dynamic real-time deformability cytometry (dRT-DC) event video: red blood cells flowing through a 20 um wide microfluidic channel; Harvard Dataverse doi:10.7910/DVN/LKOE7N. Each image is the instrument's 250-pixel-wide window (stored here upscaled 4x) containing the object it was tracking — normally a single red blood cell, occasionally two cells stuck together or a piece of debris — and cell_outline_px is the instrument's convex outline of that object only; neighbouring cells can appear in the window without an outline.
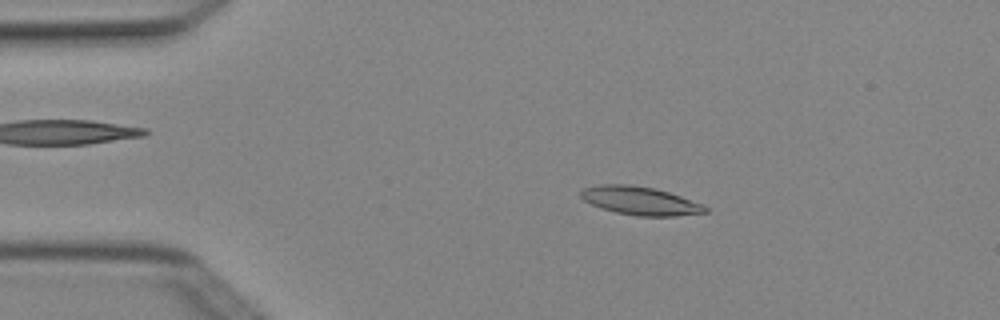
{"species": "Egyptian fruit bat (a non-hibernating species)", "species_latin": "Rousettus aegyptiacus", "temperature_condition": "cold", "stored_images_in_passage": 3, "camera_frame_rate_fps": 3000, "um_per_image_px": 0.085, "animal": {"sex": "female"}, "frame": {"image": 1, "passage_image": 2, "time_ms": 0.333, "image_size_px": [1000, 320], "cell_outline_px": [[708, 212], [676, 216], [636, 216], [616, 212], [592, 204], [584, 200], [580, 196], [580, 192], [584, 188], [604, 184], [628, 184], [652, 188], [668, 192], [704, 204], [708, 208]], "centroid_in_image_um": [54.45, 17.07], "position_along_channel_um": 30.6, "area_um2": 20.35}}